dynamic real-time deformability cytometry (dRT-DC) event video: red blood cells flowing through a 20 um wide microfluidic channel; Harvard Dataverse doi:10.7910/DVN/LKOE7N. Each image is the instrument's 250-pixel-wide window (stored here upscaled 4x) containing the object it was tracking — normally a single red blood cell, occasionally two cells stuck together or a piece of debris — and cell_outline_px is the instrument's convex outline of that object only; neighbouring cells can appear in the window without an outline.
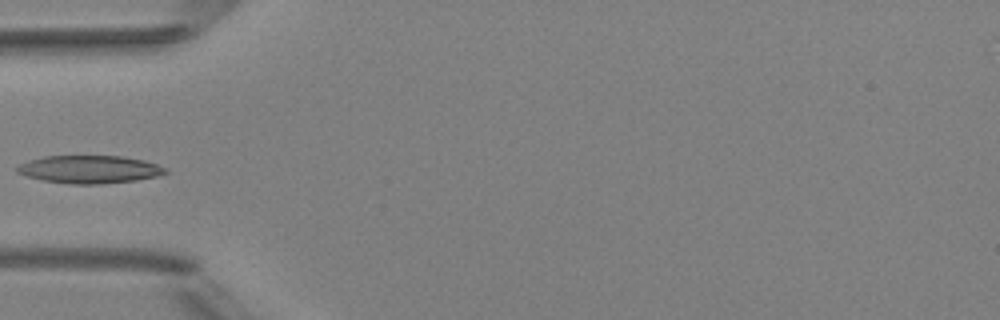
{"species": "Egyptian fruit bat (a non-hibernating species)", "species_latin": "Rousettus aegyptiacus", "temperature_condition": "room temperature", "stored_images_in_passage": 3, "camera_frame_rate_fps": 3000, "um_per_image_px": 0.085, "animal": {"sex": "female"}, "frame": {"image": 1, "passage_image": 3, "time_ms": 2.333, "image_size_px": [1000, 320], "cell_outline_px": [[168, 172], [156, 176], [136, 180], [100, 184], [72, 184], [44, 180], [28, 176], [16, 172], [12, 168], [28, 160], [44, 156], [124, 156], [144, 160], [168, 168]], "centroid_in_image_um": [7.59, 14.39], "position_along_channel_um": 77.4, "area_um2": 24.1}}